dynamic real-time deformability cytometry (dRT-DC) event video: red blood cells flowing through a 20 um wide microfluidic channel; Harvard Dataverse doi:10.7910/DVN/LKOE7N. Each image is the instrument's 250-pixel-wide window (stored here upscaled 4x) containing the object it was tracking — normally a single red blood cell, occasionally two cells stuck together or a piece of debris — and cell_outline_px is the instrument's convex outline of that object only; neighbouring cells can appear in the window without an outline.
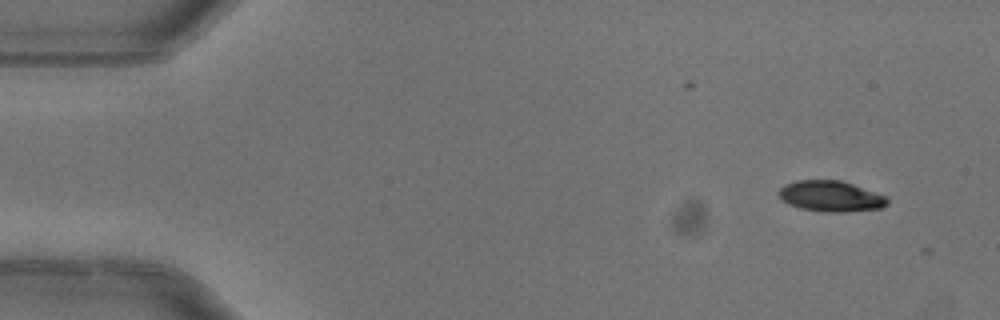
{"species": "common noctule bat (a hibernating species)", "species_latin": "Nyctalus noctula", "temperature_condition": "warm", "stored_images_in_passage": 6, "camera_frame_rate_fps": 3000, "um_per_image_px": 0.085, "animal": {"sex": "female"}, "frame": {"image": 1, "passage_image": 1, "time_ms": 0.0, "image_size_px": [1000, 320], "cell_outline_px": [[888, 204], [880, 208], [844, 212], [828, 212], [800, 208], [788, 204], [776, 192], [784, 184], [796, 180], [840, 180], [888, 196]], "centroid_in_image_um": [70.61, 16.67], "position_along_channel_um": 14.4, "area_um2": 19.48}}
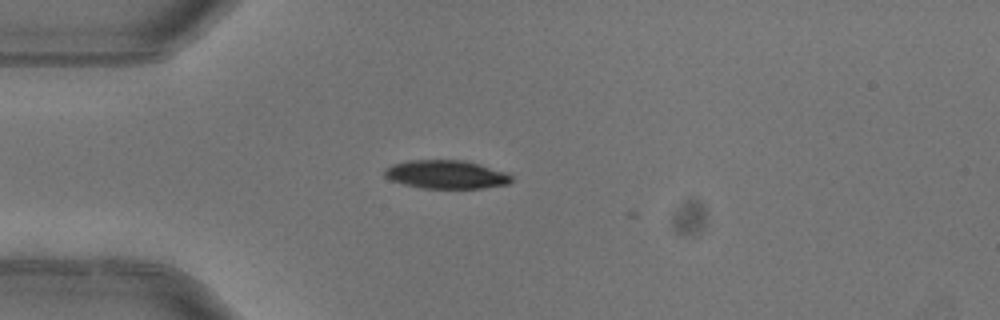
{"frame": {"image": 2, "passage_image": 4, "time_ms": 1.0, "image_size_px": [1000, 320], "cell_outline_px": [[512, 180], [508, 184], [484, 188], [420, 188], [388, 180], [384, 176], [384, 168], [392, 164], [408, 160], [460, 160], [480, 164], [508, 172], [512, 176]], "centroid_in_image_um": [37.91, 14.83], "position_along_channel_um": 47.1, "area_um2": 21.27}}